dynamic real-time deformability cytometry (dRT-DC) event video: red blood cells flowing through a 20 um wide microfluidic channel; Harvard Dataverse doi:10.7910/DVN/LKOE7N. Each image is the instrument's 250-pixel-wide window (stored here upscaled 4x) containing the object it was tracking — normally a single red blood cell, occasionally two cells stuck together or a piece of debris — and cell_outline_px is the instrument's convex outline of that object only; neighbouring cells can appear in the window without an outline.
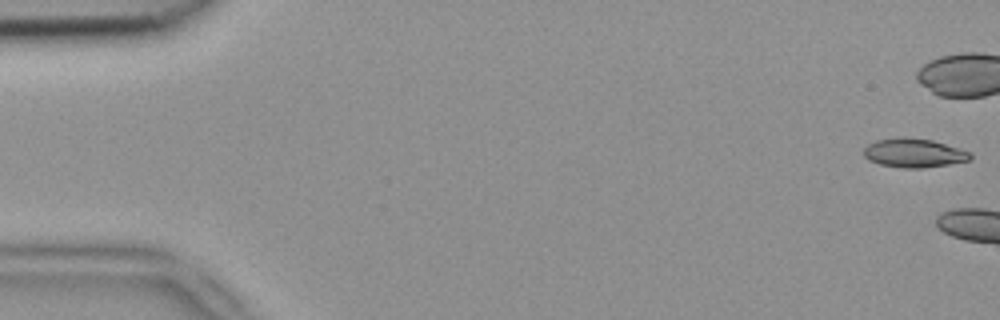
{"species": "common noctule bat (a hibernating species)", "species_latin": "Nyctalus noctula", "temperature_condition": "room temperature", "stored_images_in_passage": 4, "camera_frame_rate_fps": 3000, "um_per_image_px": 0.085, "animal": {"sex": "female", "body_mass_g": 18.4}, "frame": {"image": 1, "passage_image": 1, "time_ms": 0.0, "image_size_px": [1000, 320], "cell_outline_px": [[972, 160], [924, 168], [904, 168], [880, 164], [868, 160], [864, 156], [864, 148], [868, 144], [876, 140], [904, 136], [932, 140], [960, 148], [972, 152]], "centroid_in_image_um": [77.71, 12.99], "position_along_channel_um": 7.3, "area_um2": 18.15}}